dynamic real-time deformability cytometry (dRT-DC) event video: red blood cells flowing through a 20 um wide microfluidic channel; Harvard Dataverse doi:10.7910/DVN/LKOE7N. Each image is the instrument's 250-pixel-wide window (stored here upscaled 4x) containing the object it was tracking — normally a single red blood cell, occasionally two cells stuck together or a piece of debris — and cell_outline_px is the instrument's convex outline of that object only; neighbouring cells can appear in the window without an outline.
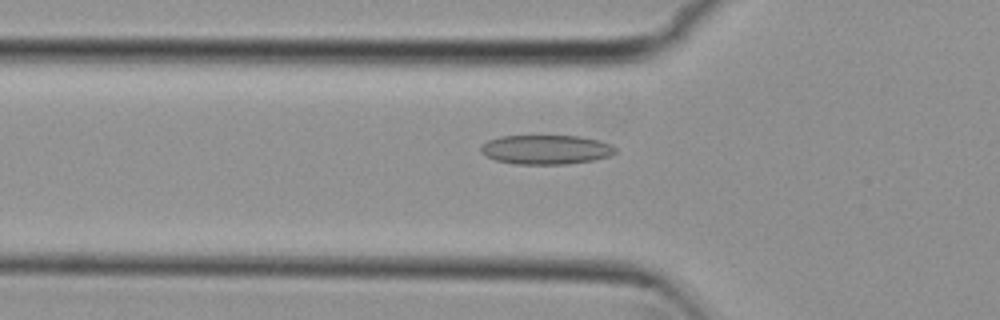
{"species": "common noctule bat (a hibernating species)", "species_latin": "Nyctalus noctula", "temperature_condition": "cold", "stored_images_in_passage": 40, "camera_frame_rate_fps": 3000, "um_per_image_px": 0.085, "animal": {"sex": "female", "body_mass_g": 29.2, "forearm_length_mm": 56.3}, "frame": {"image": 1, "passage_image": 4, "time_ms": 1.0, "image_size_px": [1000, 320], "cell_outline_px": [[616, 152], [612, 156], [592, 160], [568, 164], [516, 164], [496, 160], [480, 152], [480, 148], [488, 140], [500, 136], [580, 136], [600, 140], [612, 144], [616, 148]], "centroid_in_image_um": [46.46, 12.71], "position_along_channel_um": 79.3, "area_um2": 23.06}}
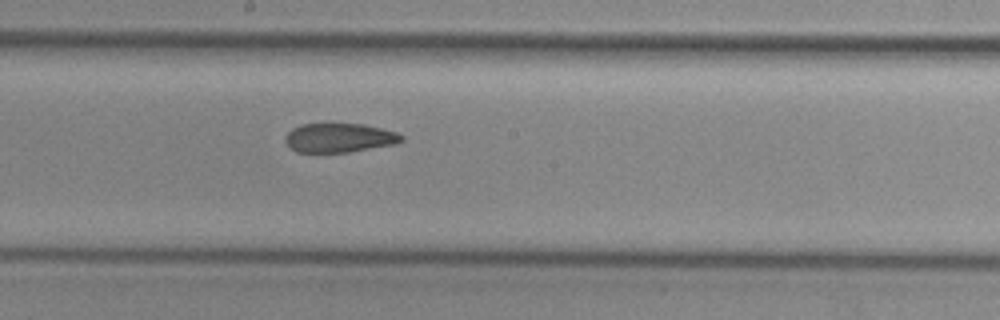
{"frame": {"image": 2, "passage_image": 15, "time_ms": 4.667, "image_size_px": [1000, 320], "cell_outline_px": [[404, 140], [396, 144], [348, 152], [296, 152], [284, 140], [284, 136], [292, 128], [300, 124], [328, 120], [364, 124], [396, 132], [404, 136]], "centroid_in_image_um": [28.81, 11.65], "position_along_channel_um": 219.4, "area_um2": 20.63}}
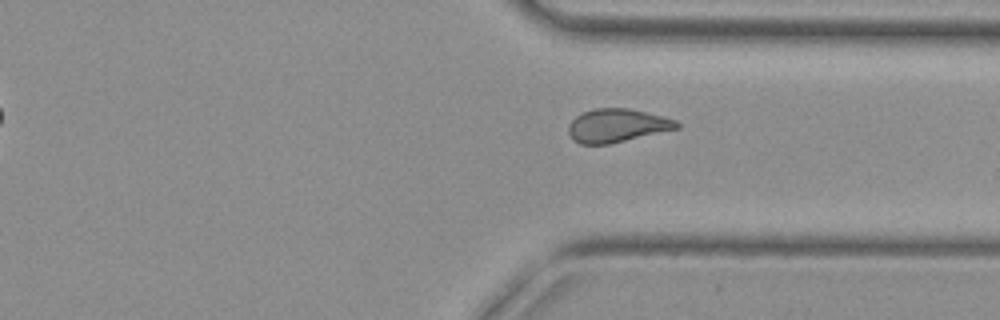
{"frame": {"image": 3, "passage_image": 26, "time_ms": 8.333, "image_size_px": [1000, 320], "cell_outline_px": [[680, 128], [608, 144], [580, 144], [572, 140], [568, 132], [568, 124], [576, 116], [592, 108], [628, 108], [664, 116], [676, 120], [680, 124]], "centroid_in_image_um": [52.44, 10.67], "position_along_channel_um": 359.0, "area_um2": 21.15}, "authors_computed_cell_mechanics": {"area_um2": 21.097, "velocity_mm_per_s": 3.8066, "shape_relaxation_time_tau1_ms": null, "shape_relaxation_time_tau2_ms": 3.6653, "deformation_change_tau1": null, "deformation_change_tau2": 0.0998}}